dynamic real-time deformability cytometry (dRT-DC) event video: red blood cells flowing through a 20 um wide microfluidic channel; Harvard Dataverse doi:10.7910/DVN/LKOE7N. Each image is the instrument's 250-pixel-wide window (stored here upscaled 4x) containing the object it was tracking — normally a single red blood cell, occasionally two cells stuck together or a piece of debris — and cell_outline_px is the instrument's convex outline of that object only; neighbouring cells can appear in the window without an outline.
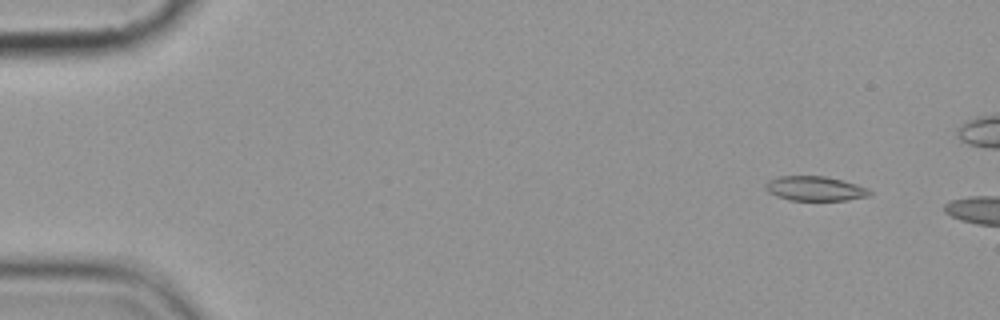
{"species": "common noctule bat (a hibernating species)", "species_latin": "Nyctalus noctula", "temperature_condition": "cold", "stored_images_in_passage": 2, "camera_frame_rate_fps": 3000, "um_per_image_px": 0.085, "animal": {"sex": "female", "body_mass_g": 19.9}, "frame": {"image": 1, "passage_image": 1, "time_ms": 0.0, "image_size_px": [1000, 320], "cell_outline_px": [[872, 192], [868, 196], [848, 200], [792, 200], [776, 196], [768, 192], [764, 188], [764, 184], [768, 180], [776, 176], [824, 176], [844, 180], [868, 188]], "centroid_in_image_um": [69.25, 16.02], "position_along_channel_um": 15.8, "area_um2": 15.03}}